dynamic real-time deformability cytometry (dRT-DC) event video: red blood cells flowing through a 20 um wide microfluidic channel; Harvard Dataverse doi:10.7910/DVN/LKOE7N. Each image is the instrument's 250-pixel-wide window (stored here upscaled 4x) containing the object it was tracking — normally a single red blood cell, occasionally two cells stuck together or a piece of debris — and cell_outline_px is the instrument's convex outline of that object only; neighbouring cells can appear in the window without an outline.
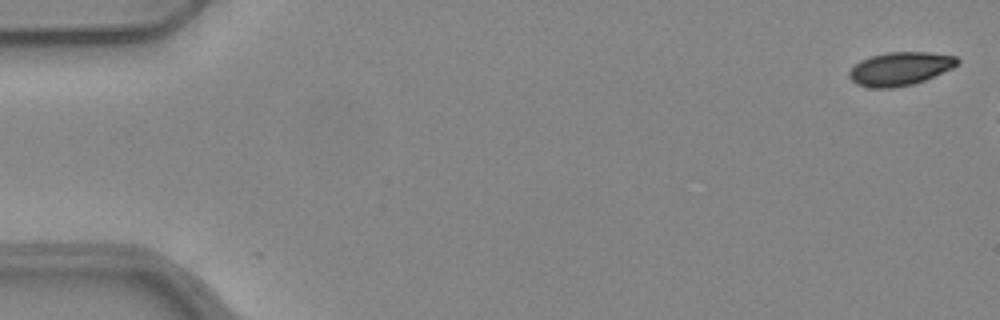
{"species": "common noctule bat (a hibernating species)", "species_latin": "Nyctalus noctula", "temperature_condition": "warm", "stored_images_in_passage": 2, "camera_frame_rate_fps": 3000, "um_per_image_px": 0.085, "animal": {"sex": "female", "body_mass_g": 24.6, "forearm_length_mm": 56.2}, "frame": {"image": 1, "passage_image": 2, "time_ms": 0.333, "image_size_px": [1000, 320], "cell_outline_px": [[960, 60], [952, 68], [924, 80], [912, 84], [892, 88], [872, 88], [856, 84], [848, 76], [848, 72], [860, 60], [872, 56], [888, 52], [928, 52], [956, 56]], "centroid_in_image_um": [76.49, 5.84], "position_along_channel_um": 8.5, "area_um2": 20.87}}